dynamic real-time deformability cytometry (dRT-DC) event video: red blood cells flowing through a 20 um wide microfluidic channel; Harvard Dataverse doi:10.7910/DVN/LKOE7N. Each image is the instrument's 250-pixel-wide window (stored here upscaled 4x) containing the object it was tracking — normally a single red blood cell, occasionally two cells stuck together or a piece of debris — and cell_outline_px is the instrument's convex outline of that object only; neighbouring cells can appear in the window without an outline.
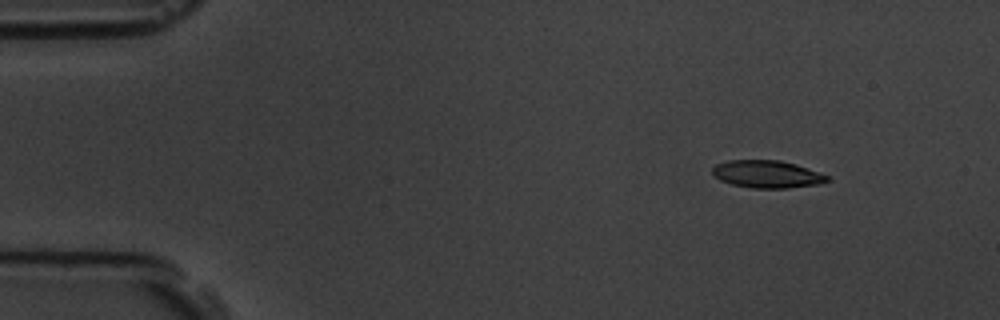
{"species": "common noctule bat (a hibernating species)", "species_latin": "Nyctalus noctula", "temperature_condition": "room temperature", "stored_images_in_passage": 7, "camera_frame_rate_fps": 3000, "um_per_image_px": 0.085, "animal": {"sex": "male", "body_mass_g": 19.5, "forearm_length_mm": 54.6}, "frame": {"image": 1, "passage_image": 3, "time_ms": 2.0, "image_size_px": [1000, 320], "cell_outline_px": [[832, 176], [828, 180], [820, 184], [788, 188], [752, 188], [732, 184], [720, 180], [712, 172], [712, 168], [716, 164], [728, 160], [780, 160], [796, 164]], "centroid_in_image_um": [65.24, 14.8], "position_along_channel_um": 19.8, "area_um2": 18.5}}
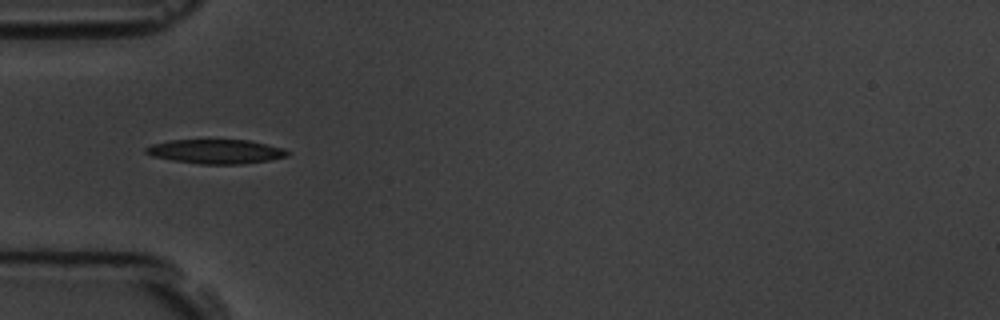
{"frame": {"image": 2, "passage_image": 6, "time_ms": 5.667, "image_size_px": [1000, 320], "cell_outline_px": [[292, 152], [288, 156], [268, 160], [240, 164], [200, 164], [172, 160], [152, 156], [144, 152], [144, 148], [152, 144], [168, 140], [248, 140], [284, 148]], "centroid_in_image_um": [18.34, 12.87], "position_along_channel_um": 66.7, "area_um2": 20.06}}
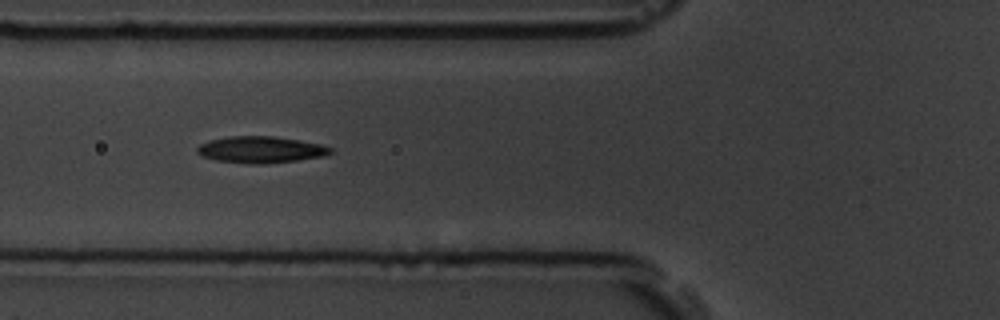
{"frame": {"image": 3, "passage_image": 7, "time_ms": 6.667, "image_size_px": [1000, 320], "cell_outline_px": [[332, 152], [324, 156], [296, 160], [264, 164], [248, 164], [216, 160], [200, 156], [196, 152], [196, 148], [200, 144], [208, 140], [232, 136], [272, 136], [320, 144], [332, 148]], "centroid_in_image_um": [22.1, 12.73], "position_along_channel_um": 103.7, "area_um2": 20.58}}